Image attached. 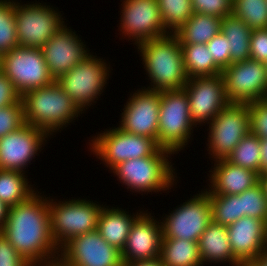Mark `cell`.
Listing matches in <instances>:
<instances>
[{
    "instance_id": "31",
    "label": "cell",
    "mask_w": 267,
    "mask_h": 266,
    "mask_svg": "<svg viewBox=\"0 0 267 266\" xmlns=\"http://www.w3.org/2000/svg\"><path fill=\"white\" fill-rule=\"evenodd\" d=\"M210 199L212 221L229 226L241 218V200L239 195H214L204 189Z\"/></svg>"
},
{
    "instance_id": "43",
    "label": "cell",
    "mask_w": 267,
    "mask_h": 266,
    "mask_svg": "<svg viewBox=\"0 0 267 266\" xmlns=\"http://www.w3.org/2000/svg\"><path fill=\"white\" fill-rule=\"evenodd\" d=\"M123 266H165L160 258L123 263Z\"/></svg>"
},
{
    "instance_id": "8",
    "label": "cell",
    "mask_w": 267,
    "mask_h": 266,
    "mask_svg": "<svg viewBox=\"0 0 267 266\" xmlns=\"http://www.w3.org/2000/svg\"><path fill=\"white\" fill-rule=\"evenodd\" d=\"M87 149L102 165L111 171L116 165L129 159L152 156L160 146L151 138L128 133L112 126L90 136Z\"/></svg>"
},
{
    "instance_id": "26",
    "label": "cell",
    "mask_w": 267,
    "mask_h": 266,
    "mask_svg": "<svg viewBox=\"0 0 267 266\" xmlns=\"http://www.w3.org/2000/svg\"><path fill=\"white\" fill-rule=\"evenodd\" d=\"M252 29L234 15L222 19L221 30L228 40L230 65L250 59V36Z\"/></svg>"
},
{
    "instance_id": "16",
    "label": "cell",
    "mask_w": 267,
    "mask_h": 266,
    "mask_svg": "<svg viewBox=\"0 0 267 266\" xmlns=\"http://www.w3.org/2000/svg\"><path fill=\"white\" fill-rule=\"evenodd\" d=\"M129 93L116 126L128 133L149 137L158 144L161 91L148 90L141 85Z\"/></svg>"
},
{
    "instance_id": "35",
    "label": "cell",
    "mask_w": 267,
    "mask_h": 266,
    "mask_svg": "<svg viewBox=\"0 0 267 266\" xmlns=\"http://www.w3.org/2000/svg\"><path fill=\"white\" fill-rule=\"evenodd\" d=\"M240 200L241 217H254L267 223V201L259 182L241 193Z\"/></svg>"
},
{
    "instance_id": "21",
    "label": "cell",
    "mask_w": 267,
    "mask_h": 266,
    "mask_svg": "<svg viewBox=\"0 0 267 266\" xmlns=\"http://www.w3.org/2000/svg\"><path fill=\"white\" fill-rule=\"evenodd\" d=\"M233 255L240 262H251L267 247V223L254 217H241L227 226Z\"/></svg>"
},
{
    "instance_id": "47",
    "label": "cell",
    "mask_w": 267,
    "mask_h": 266,
    "mask_svg": "<svg viewBox=\"0 0 267 266\" xmlns=\"http://www.w3.org/2000/svg\"><path fill=\"white\" fill-rule=\"evenodd\" d=\"M33 266H68L60 258L44 262L42 264L33 265Z\"/></svg>"
},
{
    "instance_id": "36",
    "label": "cell",
    "mask_w": 267,
    "mask_h": 266,
    "mask_svg": "<svg viewBox=\"0 0 267 266\" xmlns=\"http://www.w3.org/2000/svg\"><path fill=\"white\" fill-rule=\"evenodd\" d=\"M25 124L22 100L0 108V139Z\"/></svg>"
},
{
    "instance_id": "14",
    "label": "cell",
    "mask_w": 267,
    "mask_h": 266,
    "mask_svg": "<svg viewBox=\"0 0 267 266\" xmlns=\"http://www.w3.org/2000/svg\"><path fill=\"white\" fill-rule=\"evenodd\" d=\"M222 76L230 103L249 104L267 98V70L262 61L231 64L222 70Z\"/></svg>"
},
{
    "instance_id": "19",
    "label": "cell",
    "mask_w": 267,
    "mask_h": 266,
    "mask_svg": "<svg viewBox=\"0 0 267 266\" xmlns=\"http://www.w3.org/2000/svg\"><path fill=\"white\" fill-rule=\"evenodd\" d=\"M80 36L65 24L41 48L49 72L55 80L91 54L87 43Z\"/></svg>"
},
{
    "instance_id": "2",
    "label": "cell",
    "mask_w": 267,
    "mask_h": 266,
    "mask_svg": "<svg viewBox=\"0 0 267 266\" xmlns=\"http://www.w3.org/2000/svg\"><path fill=\"white\" fill-rule=\"evenodd\" d=\"M149 80L146 89L153 91L183 89L188 81L183 50L175 33L153 38L135 47Z\"/></svg>"
},
{
    "instance_id": "44",
    "label": "cell",
    "mask_w": 267,
    "mask_h": 266,
    "mask_svg": "<svg viewBox=\"0 0 267 266\" xmlns=\"http://www.w3.org/2000/svg\"><path fill=\"white\" fill-rule=\"evenodd\" d=\"M261 174L267 170V139H260Z\"/></svg>"
},
{
    "instance_id": "15",
    "label": "cell",
    "mask_w": 267,
    "mask_h": 266,
    "mask_svg": "<svg viewBox=\"0 0 267 266\" xmlns=\"http://www.w3.org/2000/svg\"><path fill=\"white\" fill-rule=\"evenodd\" d=\"M50 138V139H49ZM52 138L42 129L24 124L0 139V169L27 171ZM33 160V161H32Z\"/></svg>"
},
{
    "instance_id": "5",
    "label": "cell",
    "mask_w": 267,
    "mask_h": 266,
    "mask_svg": "<svg viewBox=\"0 0 267 266\" xmlns=\"http://www.w3.org/2000/svg\"><path fill=\"white\" fill-rule=\"evenodd\" d=\"M50 197V230L59 249L73 237L97 230L103 204L87 197H71L69 200Z\"/></svg>"
},
{
    "instance_id": "37",
    "label": "cell",
    "mask_w": 267,
    "mask_h": 266,
    "mask_svg": "<svg viewBox=\"0 0 267 266\" xmlns=\"http://www.w3.org/2000/svg\"><path fill=\"white\" fill-rule=\"evenodd\" d=\"M250 132L267 139V98L249 103Z\"/></svg>"
},
{
    "instance_id": "39",
    "label": "cell",
    "mask_w": 267,
    "mask_h": 266,
    "mask_svg": "<svg viewBox=\"0 0 267 266\" xmlns=\"http://www.w3.org/2000/svg\"><path fill=\"white\" fill-rule=\"evenodd\" d=\"M227 38L218 33L206 45L214 62L223 70L230 65V48Z\"/></svg>"
},
{
    "instance_id": "42",
    "label": "cell",
    "mask_w": 267,
    "mask_h": 266,
    "mask_svg": "<svg viewBox=\"0 0 267 266\" xmlns=\"http://www.w3.org/2000/svg\"><path fill=\"white\" fill-rule=\"evenodd\" d=\"M21 95L15 89L14 84L0 70V108L18 103Z\"/></svg>"
},
{
    "instance_id": "22",
    "label": "cell",
    "mask_w": 267,
    "mask_h": 266,
    "mask_svg": "<svg viewBox=\"0 0 267 266\" xmlns=\"http://www.w3.org/2000/svg\"><path fill=\"white\" fill-rule=\"evenodd\" d=\"M211 164L214 166L207 173L209 178L204 188L214 195H239L259 182L258 173L236 166L226 159L215 160Z\"/></svg>"
},
{
    "instance_id": "24",
    "label": "cell",
    "mask_w": 267,
    "mask_h": 266,
    "mask_svg": "<svg viewBox=\"0 0 267 266\" xmlns=\"http://www.w3.org/2000/svg\"><path fill=\"white\" fill-rule=\"evenodd\" d=\"M104 204L97 224V231L110 245L117 247L120 251L124 248L133 221L144 211L139 208L131 212L119 207Z\"/></svg>"
},
{
    "instance_id": "28",
    "label": "cell",
    "mask_w": 267,
    "mask_h": 266,
    "mask_svg": "<svg viewBox=\"0 0 267 266\" xmlns=\"http://www.w3.org/2000/svg\"><path fill=\"white\" fill-rule=\"evenodd\" d=\"M27 177L20 171L0 169V200L9 207L28 200L39 189Z\"/></svg>"
},
{
    "instance_id": "40",
    "label": "cell",
    "mask_w": 267,
    "mask_h": 266,
    "mask_svg": "<svg viewBox=\"0 0 267 266\" xmlns=\"http://www.w3.org/2000/svg\"><path fill=\"white\" fill-rule=\"evenodd\" d=\"M250 59L267 61V28L252 30L250 36Z\"/></svg>"
},
{
    "instance_id": "3",
    "label": "cell",
    "mask_w": 267,
    "mask_h": 266,
    "mask_svg": "<svg viewBox=\"0 0 267 266\" xmlns=\"http://www.w3.org/2000/svg\"><path fill=\"white\" fill-rule=\"evenodd\" d=\"M174 155L171 150L160 147L152 156L119 163L110 173H113L122 187L125 186L127 192L130 191L134 195L135 193L148 195L150 192L151 195L170 193L179 183L177 177L179 172L171 160Z\"/></svg>"
},
{
    "instance_id": "18",
    "label": "cell",
    "mask_w": 267,
    "mask_h": 266,
    "mask_svg": "<svg viewBox=\"0 0 267 266\" xmlns=\"http://www.w3.org/2000/svg\"><path fill=\"white\" fill-rule=\"evenodd\" d=\"M68 266H123L121 251L95 230L75 236L59 249Z\"/></svg>"
},
{
    "instance_id": "20",
    "label": "cell",
    "mask_w": 267,
    "mask_h": 266,
    "mask_svg": "<svg viewBox=\"0 0 267 266\" xmlns=\"http://www.w3.org/2000/svg\"><path fill=\"white\" fill-rule=\"evenodd\" d=\"M145 209L134 221L121 251L123 263L159 258L162 242L160 217ZM153 215V216H152Z\"/></svg>"
},
{
    "instance_id": "34",
    "label": "cell",
    "mask_w": 267,
    "mask_h": 266,
    "mask_svg": "<svg viewBox=\"0 0 267 266\" xmlns=\"http://www.w3.org/2000/svg\"><path fill=\"white\" fill-rule=\"evenodd\" d=\"M14 8L15 0H0V56L19 46Z\"/></svg>"
},
{
    "instance_id": "45",
    "label": "cell",
    "mask_w": 267,
    "mask_h": 266,
    "mask_svg": "<svg viewBox=\"0 0 267 266\" xmlns=\"http://www.w3.org/2000/svg\"><path fill=\"white\" fill-rule=\"evenodd\" d=\"M8 212L9 206L0 200V232L6 223Z\"/></svg>"
},
{
    "instance_id": "10",
    "label": "cell",
    "mask_w": 267,
    "mask_h": 266,
    "mask_svg": "<svg viewBox=\"0 0 267 266\" xmlns=\"http://www.w3.org/2000/svg\"><path fill=\"white\" fill-rule=\"evenodd\" d=\"M208 126V127H207ZM207 127L206 149L210 162L226 159L250 132L248 104L229 103ZM212 160V161H211Z\"/></svg>"
},
{
    "instance_id": "9",
    "label": "cell",
    "mask_w": 267,
    "mask_h": 266,
    "mask_svg": "<svg viewBox=\"0 0 267 266\" xmlns=\"http://www.w3.org/2000/svg\"><path fill=\"white\" fill-rule=\"evenodd\" d=\"M15 0L19 46L42 48L66 24L64 13L46 2ZM65 18V19H64Z\"/></svg>"
},
{
    "instance_id": "17",
    "label": "cell",
    "mask_w": 267,
    "mask_h": 266,
    "mask_svg": "<svg viewBox=\"0 0 267 266\" xmlns=\"http://www.w3.org/2000/svg\"><path fill=\"white\" fill-rule=\"evenodd\" d=\"M183 89L189 101L191 120L198 128L209 124L230 103L222 74L190 78Z\"/></svg>"
},
{
    "instance_id": "25",
    "label": "cell",
    "mask_w": 267,
    "mask_h": 266,
    "mask_svg": "<svg viewBox=\"0 0 267 266\" xmlns=\"http://www.w3.org/2000/svg\"><path fill=\"white\" fill-rule=\"evenodd\" d=\"M222 18L193 12L175 32L181 44H207L221 30Z\"/></svg>"
},
{
    "instance_id": "12",
    "label": "cell",
    "mask_w": 267,
    "mask_h": 266,
    "mask_svg": "<svg viewBox=\"0 0 267 266\" xmlns=\"http://www.w3.org/2000/svg\"><path fill=\"white\" fill-rule=\"evenodd\" d=\"M173 207L171 213L162 215V238H176L198 242L199 237L212 222L208 193L203 190Z\"/></svg>"
},
{
    "instance_id": "29",
    "label": "cell",
    "mask_w": 267,
    "mask_h": 266,
    "mask_svg": "<svg viewBox=\"0 0 267 266\" xmlns=\"http://www.w3.org/2000/svg\"><path fill=\"white\" fill-rule=\"evenodd\" d=\"M188 78L216 76L222 69L214 62L206 44H181Z\"/></svg>"
},
{
    "instance_id": "23",
    "label": "cell",
    "mask_w": 267,
    "mask_h": 266,
    "mask_svg": "<svg viewBox=\"0 0 267 266\" xmlns=\"http://www.w3.org/2000/svg\"><path fill=\"white\" fill-rule=\"evenodd\" d=\"M199 254L203 266L229 264L236 266L240 261L233 255L228 237L227 226L213 221L208 225L198 240Z\"/></svg>"
},
{
    "instance_id": "7",
    "label": "cell",
    "mask_w": 267,
    "mask_h": 266,
    "mask_svg": "<svg viewBox=\"0 0 267 266\" xmlns=\"http://www.w3.org/2000/svg\"><path fill=\"white\" fill-rule=\"evenodd\" d=\"M190 116V107L184 89L161 91L158 123V145L177 154L194 139L197 128ZM191 140V141H190Z\"/></svg>"
},
{
    "instance_id": "6",
    "label": "cell",
    "mask_w": 267,
    "mask_h": 266,
    "mask_svg": "<svg viewBox=\"0 0 267 266\" xmlns=\"http://www.w3.org/2000/svg\"><path fill=\"white\" fill-rule=\"evenodd\" d=\"M93 54L55 80L83 113L101 100L107 81L112 77L113 68L109 59L97 56L96 52Z\"/></svg>"
},
{
    "instance_id": "30",
    "label": "cell",
    "mask_w": 267,
    "mask_h": 266,
    "mask_svg": "<svg viewBox=\"0 0 267 266\" xmlns=\"http://www.w3.org/2000/svg\"><path fill=\"white\" fill-rule=\"evenodd\" d=\"M230 163L261 175L260 138L249 132L226 158Z\"/></svg>"
},
{
    "instance_id": "1",
    "label": "cell",
    "mask_w": 267,
    "mask_h": 266,
    "mask_svg": "<svg viewBox=\"0 0 267 266\" xmlns=\"http://www.w3.org/2000/svg\"><path fill=\"white\" fill-rule=\"evenodd\" d=\"M39 190L9 207L2 235L31 266L59 258L49 220V196ZM45 194V195H44Z\"/></svg>"
},
{
    "instance_id": "46",
    "label": "cell",
    "mask_w": 267,
    "mask_h": 266,
    "mask_svg": "<svg viewBox=\"0 0 267 266\" xmlns=\"http://www.w3.org/2000/svg\"><path fill=\"white\" fill-rule=\"evenodd\" d=\"M251 263L254 266H267V247Z\"/></svg>"
},
{
    "instance_id": "41",
    "label": "cell",
    "mask_w": 267,
    "mask_h": 266,
    "mask_svg": "<svg viewBox=\"0 0 267 266\" xmlns=\"http://www.w3.org/2000/svg\"><path fill=\"white\" fill-rule=\"evenodd\" d=\"M0 266H31L0 232Z\"/></svg>"
},
{
    "instance_id": "38",
    "label": "cell",
    "mask_w": 267,
    "mask_h": 266,
    "mask_svg": "<svg viewBox=\"0 0 267 266\" xmlns=\"http://www.w3.org/2000/svg\"><path fill=\"white\" fill-rule=\"evenodd\" d=\"M191 6L195 13L218 16L222 19L233 12V0H191Z\"/></svg>"
},
{
    "instance_id": "48",
    "label": "cell",
    "mask_w": 267,
    "mask_h": 266,
    "mask_svg": "<svg viewBox=\"0 0 267 266\" xmlns=\"http://www.w3.org/2000/svg\"><path fill=\"white\" fill-rule=\"evenodd\" d=\"M259 183L261 184L263 188V193L267 201V174L259 175Z\"/></svg>"
},
{
    "instance_id": "33",
    "label": "cell",
    "mask_w": 267,
    "mask_h": 266,
    "mask_svg": "<svg viewBox=\"0 0 267 266\" xmlns=\"http://www.w3.org/2000/svg\"><path fill=\"white\" fill-rule=\"evenodd\" d=\"M252 30L267 28V0H233V12Z\"/></svg>"
},
{
    "instance_id": "13",
    "label": "cell",
    "mask_w": 267,
    "mask_h": 266,
    "mask_svg": "<svg viewBox=\"0 0 267 266\" xmlns=\"http://www.w3.org/2000/svg\"><path fill=\"white\" fill-rule=\"evenodd\" d=\"M120 17L117 25L121 36L135 46L168 34L157 0H120ZM132 40V41H131Z\"/></svg>"
},
{
    "instance_id": "32",
    "label": "cell",
    "mask_w": 267,
    "mask_h": 266,
    "mask_svg": "<svg viewBox=\"0 0 267 266\" xmlns=\"http://www.w3.org/2000/svg\"><path fill=\"white\" fill-rule=\"evenodd\" d=\"M165 29L179 30L193 15L191 0H157Z\"/></svg>"
},
{
    "instance_id": "11",
    "label": "cell",
    "mask_w": 267,
    "mask_h": 266,
    "mask_svg": "<svg viewBox=\"0 0 267 266\" xmlns=\"http://www.w3.org/2000/svg\"><path fill=\"white\" fill-rule=\"evenodd\" d=\"M0 70L22 96L26 92L55 82L41 48L17 46L1 55Z\"/></svg>"
},
{
    "instance_id": "4",
    "label": "cell",
    "mask_w": 267,
    "mask_h": 266,
    "mask_svg": "<svg viewBox=\"0 0 267 266\" xmlns=\"http://www.w3.org/2000/svg\"><path fill=\"white\" fill-rule=\"evenodd\" d=\"M21 100L25 123L42 129L51 138L84 114L56 81L26 92Z\"/></svg>"
},
{
    "instance_id": "49",
    "label": "cell",
    "mask_w": 267,
    "mask_h": 266,
    "mask_svg": "<svg viewBox=\"0 0 267 266\" xmlns=\"http://www.w3.org/2000/svg\"><path fill=\"white\" fill-rule=\"evenodd\" d=\"M236 266H254L251 262H240Z\"/></svg>"
},
{
    "instance_id": "27",
    "label": "cell",
    "mask_w": 267,
    "mask_h": 266,
    "mask_svg": "<svg viewBox=\"0 0 267 266\" xmlns=\"http://www.w3.org/2000/svg\"><path fill=\"white\" fill-rule=\"evenodd\" d=\"M159 258L165 266H203L196 241L162 238Z\"/></svg>"
}]
</instances>
